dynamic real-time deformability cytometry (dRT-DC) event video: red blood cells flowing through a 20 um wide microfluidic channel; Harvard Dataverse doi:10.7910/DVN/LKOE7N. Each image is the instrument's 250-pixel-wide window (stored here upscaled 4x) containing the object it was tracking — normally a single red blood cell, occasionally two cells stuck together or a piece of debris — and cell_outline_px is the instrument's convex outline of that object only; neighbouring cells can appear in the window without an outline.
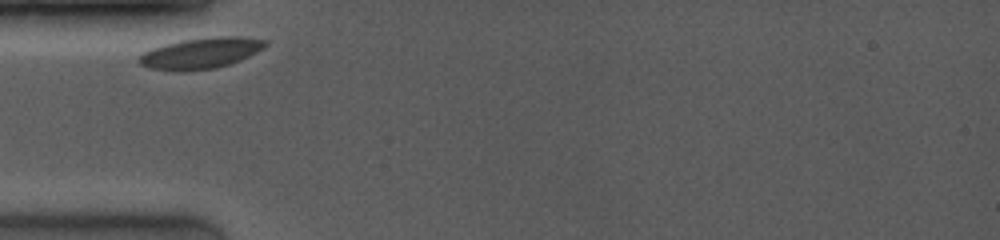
{"species": "common noctule bat (a hibernating species)", "species_latin": "Nyctalus noctula", "temperature_condition": "room temperature", "stored_images_in_passage": 22, "camera_frame_rate_fps": 4000, "um_per_image_px": 0.085, "animal": {"sex": "female", "body_mass_g": 19.0, "forearm_length_mm": 53.3}, "frame": {"image": 1, "passage_image": 1, "time_ms": 0.0, "image_size_px": [1000, 240], "cell_outline_px": [[268, 44], [264, 48], [240, 60], [216, 68], [188, 72], [176, 72], [148, 68], [140, 64], [136, 60], [136, 56], [152, 48], [180, 40], [212, 36], [240, 36], [268, 40]], "centroid_in_image_um": [17.03, 4.53], "position_along_channel_um": 68.0, "area_um2": 23.29}}
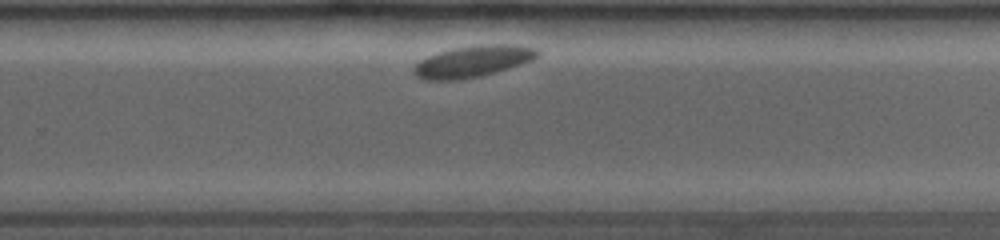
{"frame": {"image": 2, "passage_image": 15, "time_ms": 6.25, "image_size_px": [1000, 240], "cell_outline_px": [[540, 56], [532, 60], [508, 68], [480, 76], [460, 80], [424, 80], [416, 76], [412, 72], [412, 68], [420, 60], [428, 56], [452, 48], [476, 44], [520, 44], [536, 48], [540, 52]], "centroid_in_image_um": [40.2, 5.2], "position_along_channel_um": 289.6, "area_um2": 22.95}}
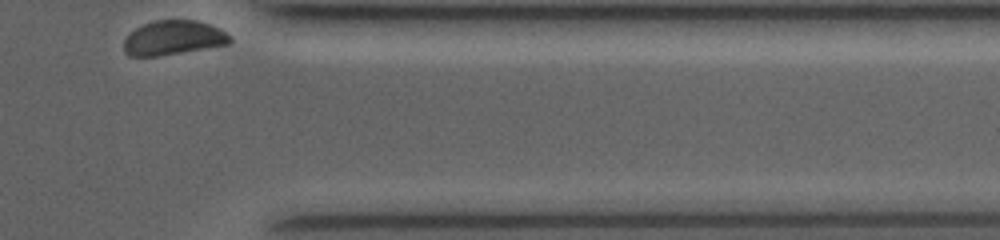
{"frame": {"image": 3, "passage_image": 22, "time_ms": 9.25, "image_size_px": [1000, 240], "cell_outline_px": [[232, 40], [228, 44], [156, 56], [128, 56], [124, 52], [124, 40], [136, 28], [152, 20], [196, 20], [220, 28], [232, 36]], "centroid_in_image_um": [14.74, 3.2], "position_along_channel_um": 396.7, "area_um2": 21.1}}